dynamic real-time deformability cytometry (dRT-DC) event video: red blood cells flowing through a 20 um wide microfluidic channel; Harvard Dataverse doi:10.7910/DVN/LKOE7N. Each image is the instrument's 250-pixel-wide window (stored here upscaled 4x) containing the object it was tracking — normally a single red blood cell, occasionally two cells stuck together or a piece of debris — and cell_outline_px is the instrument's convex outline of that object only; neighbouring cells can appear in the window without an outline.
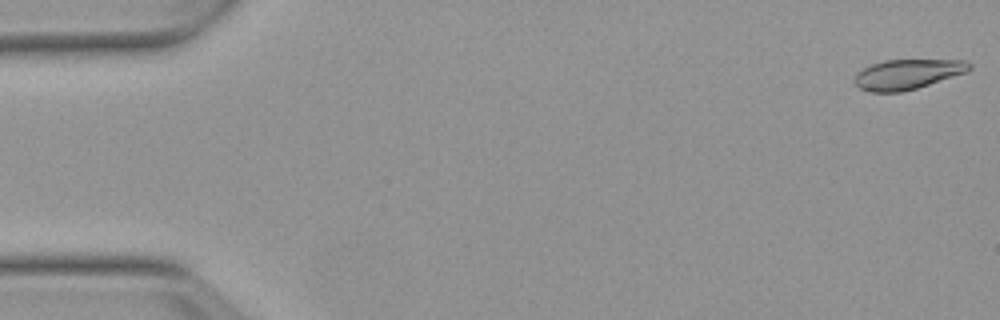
{"species": "Egyptian fruit bat (a non-hibernating species)", "species_latin": "Rousettus aegyptiacus", "temperature_condition": "warm", "stored_images_in_passage": 53, "camera_frame_rate_fps": 3000, "um_per_image_px": 0.085, "animal": {"sex": "female"}, "frame": {"image": 1, "passage_image": 1, "time_ms": 0.0, "image_size_px": [1000, 320], "cell_outline_px": [[972, 68], [968, 72], [916, 88], [900, 92], [872, 92], [860, 88], [856, 84], [856, 72], [872, 64], [888, 60], [964, 60], [972, 64]], "centroid_in_image_um": [77.18, 6.3], "position_along_channel_um": 7.8, "area_um2": 19.83}}
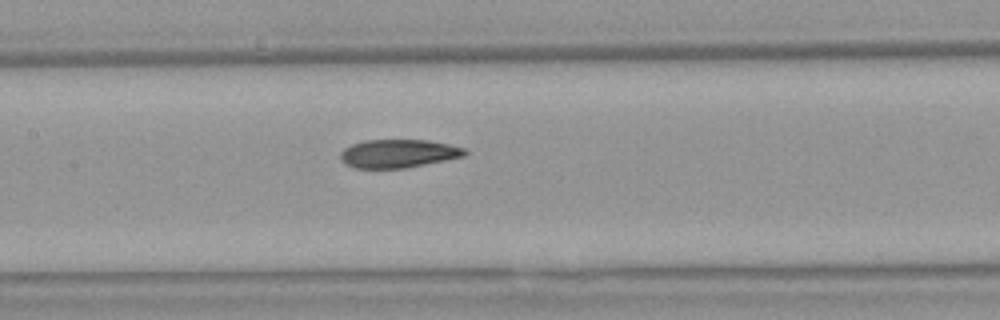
{"frame": {"image": 2, "passage_image": 25, "time_ms": 8.0, "image_size_px": [1000, 320], "cell_outline_px": [[468, 152], [464, 156], [404, 168], [356, 168], [344, 164], [340, 160], [340, 152], [344, 148], [352, 144], [364, 140], [428, 140], [448, 144], [464, 148]], "centroid_in_image_um": [33.81, 13.05], "position_along_channel_um": 173.6, "area_um2": 20.46}}
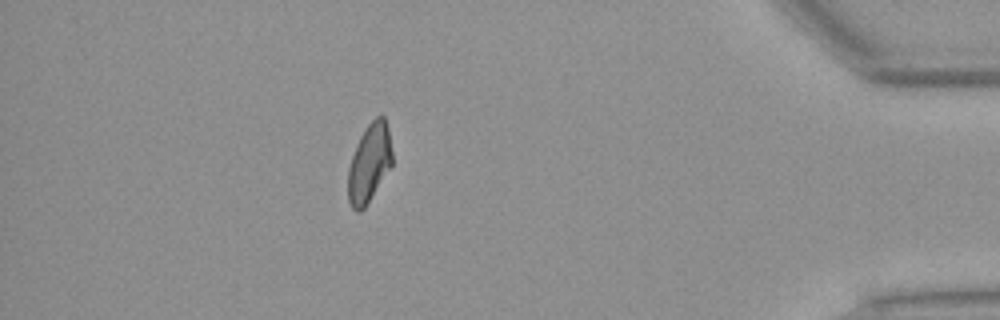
{"frame": {"image": 3, "passage_image": 47, "time_ms": 15.333, "image_size_px": [1000, 320], "cell_outline_px": [[392, 164], [364, 208], [360, 212], [356, 212], [352, 208], [348, 200], [348, 168], [356, 144], [360, 136], [368, 124], [376, 116], [384, 116], [388, 128], [392, 152]], "centroid_in_image_um": [31.37, 13.86], "position_along_channel_um": 403.8, "area_um2": 20.0}, "authors_computed_cell_mechanics": {"area_um2": 20.8658, "velocity_mm_per_s": 3.8067, "shape_relaxation_time_tau1_ms": null, "shape_relaxation_time_tau2_ms": 3.9097, "deformation_change_tau1": null, "deformation_change_tau2": 0.1}}